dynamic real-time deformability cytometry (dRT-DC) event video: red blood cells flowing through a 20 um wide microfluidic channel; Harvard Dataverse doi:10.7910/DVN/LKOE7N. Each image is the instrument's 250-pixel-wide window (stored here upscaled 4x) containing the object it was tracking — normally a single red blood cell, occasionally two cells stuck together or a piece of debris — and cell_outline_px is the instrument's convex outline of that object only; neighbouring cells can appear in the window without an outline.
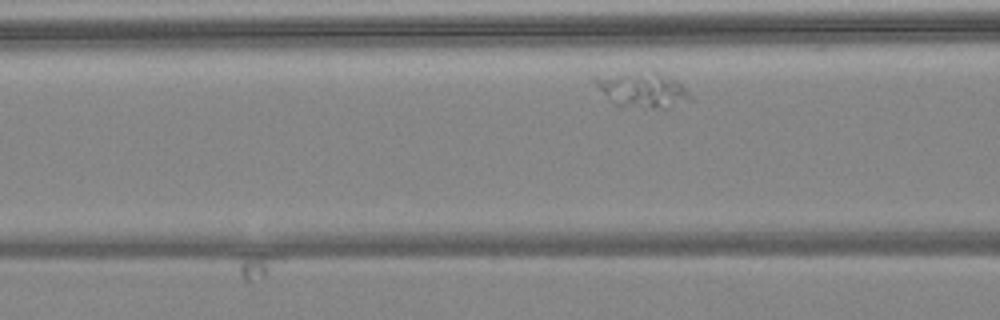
{"species": "common noctule bat (a hibernating species)", "species_latin": "Nyctalus noctula", "temperature_condition": "warm", "stored_images_in_passage": 4, "camera_frame_rate_fps": 3000, "um_per_image_px": 0.085, "animal": {"sex": "female", "body_mass_g": 24.6, "forearm_length_mm": 56.2}, "frame": {"image": 1, "passage_image": 4, "time_ms": 3.667, "image_size_px": [1000, 320], "cell_outline_px": [[692, 100], [668, 108], [620, 108], [608, 100], [592, 80], [592, 76], [656, 72], [676, 80], [692, 96]], "centroid_in_image_um": [54.58, 7.69], "position_along_channel_um": 112.0, "area_um2": 19.54}}